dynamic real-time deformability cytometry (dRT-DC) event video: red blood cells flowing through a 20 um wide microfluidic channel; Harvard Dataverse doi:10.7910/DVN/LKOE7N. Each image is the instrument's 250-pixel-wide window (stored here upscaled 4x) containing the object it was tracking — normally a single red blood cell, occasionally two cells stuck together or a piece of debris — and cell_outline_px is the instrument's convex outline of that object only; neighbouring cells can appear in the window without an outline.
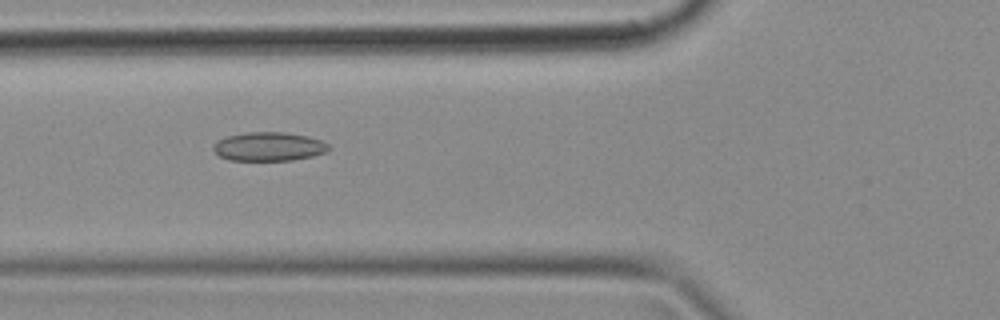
{"species": "common noctule bat (a hibernating species)", "species_latin": "Nyctalus noctula", "temperature_condition": "cold", "stored_images_in_passage": 49, "camera_frame_rate_fps": 3000, "um_per_image_px": 0.085, "animal": {"sex": "female", "body_mass_g": 18.4}, "frame": {"image": 1, "passage_image": 18, "time_ms": 5.667, "image_size_px": [1000, 320], "cell_outline_px": [[328, 152], [312, 156], [292, 160], [228, 160], [220, 156], [212, 148], [212, 144], [216, 140], [228, 136], [248, 132], [284, 132], [304, 136], [320, 140], [328, 144]], "centroid_in_image_um": [22.81, 12.46], "position_along_channel_um": 103.0, "area_um2": 19.25}}
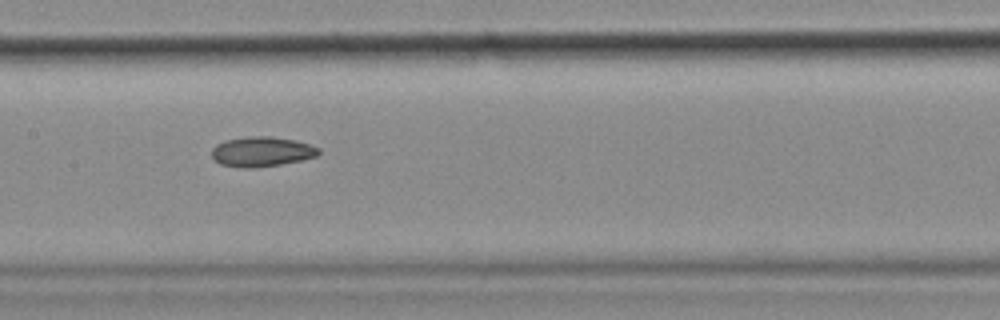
{"frame": {"image": 2, "passage_image": 24, "time_ms": 7.667, "image_size_px": [1000, 320], "cell_outline_px": [[320, 152], [316, 156], [300, 160], [280, 164], [252, 168], [240, 168], [220, 164], [212, 156], [212, 148], [216, 144], [228, 140], [252, 136], [272, 136], [296, 140], [320, 148]], "centroid_in_image_um": [22.25, 12.89], "position_along_channel_um": 185.2, "area_um2": 18.5}}
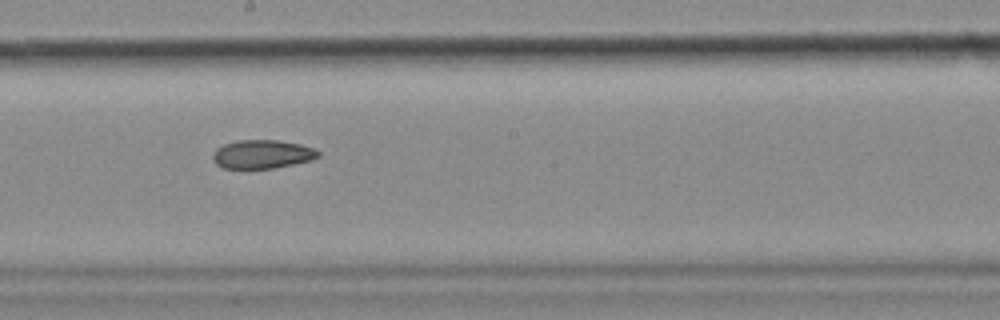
{"frame": {"image": 3, "passage_image": 27, "time_ms": 8.667, "image_size_px": [1000, 320], "cell_outline_px": [[320, 156], [312, 160], [272, 168], [224, 168], [216, 164], [212, 160], [212, 156], [216, 148], [224, 144], [236, 140], [276, 140], [300, 144], [312, 148], [320, 152]], "centroid_in_image_um": [22.27, 13.1], "position_along_channel_um": 225.9, "area_um2": 17.51}}